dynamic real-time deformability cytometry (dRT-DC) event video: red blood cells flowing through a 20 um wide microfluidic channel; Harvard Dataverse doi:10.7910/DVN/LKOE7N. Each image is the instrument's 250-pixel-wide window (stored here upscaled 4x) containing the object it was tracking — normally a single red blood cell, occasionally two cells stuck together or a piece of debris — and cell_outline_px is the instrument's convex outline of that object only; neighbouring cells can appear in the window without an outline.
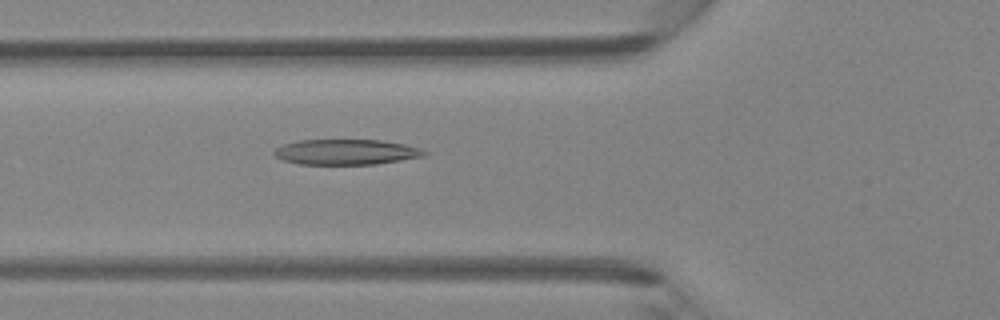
{"species": "Egyptian fruit bat (a non-hibernating species)", "species_latin": "Rousettus aegyptiacus", "temperature_condition": "room temperature", "stored_images_in_passage": 45, "camera_frame_rate_fps": 3000, "um_per_image_px": 0.085, "animal": {"sex": "female"}, "frame": {"image": 1, "passage_image": 16, "time_ms": 5.0, "image_size_px": [1000, 320], "cell_outline_px": [[428, 152], [424, 156], [376, 164], [300, 164], [280, 160], [272, 152], [276, 148], [284, 144], [300, 140], [384, 140], [404, 144], [420, 148]], "centroid_in_image_um": [29.41, 12.92], "position_along_channel_um": 96.4, "area_um2": 22.2}}
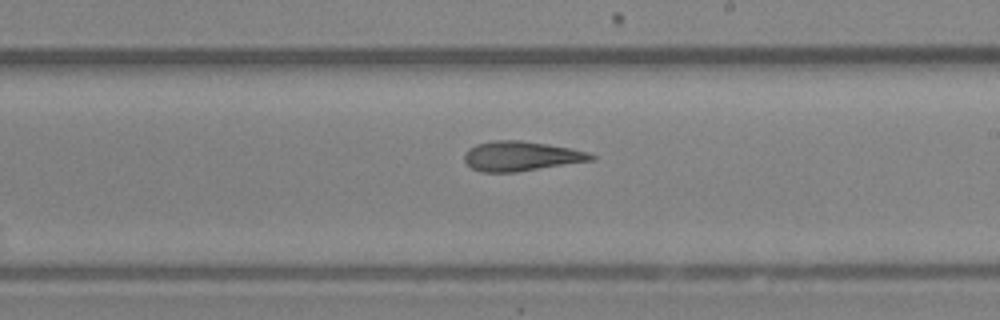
{"frame": {"image": 2, "passage_image": 26, "time_ms": 8.333, "image_size_px": [1000, 320], "cell_outline_px": [[596, 160], [516, 172], [480, 172], [472, 168], [464, 160], [464, 152], [468, 148], [476, 144], [496, 140], [520, 140], [548, 144], [588, 152], [596, 156]], "centroid_in_image_um": [44.29, 13.27], "position_along_channel_um": 244.7, "area_um2": 22.02}}
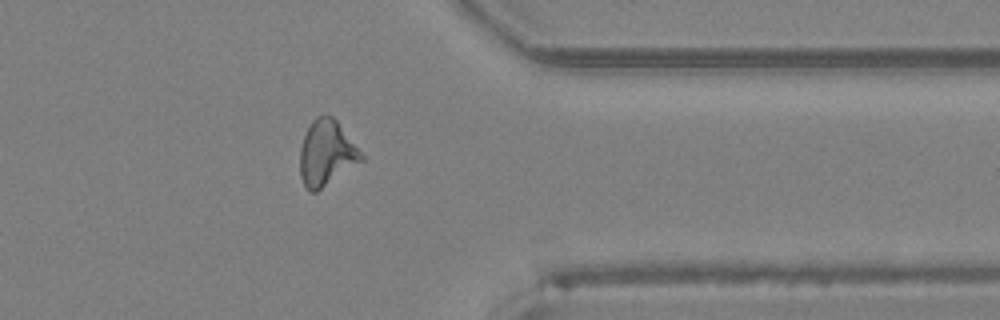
{"frame": {"image": 3, "passage_image": 36, "time_ms": 11.667, "image_size_px": [1000, 320], "cell_outline_px": [[364, 160], [316, 192], [308, 192], [300, 176], [300, 148], [304, 136], [312, 120], [316, 116], [332, 116], [336, 120], [364, 156]], "centroid_in_image_um": [27.74, 13.04], "position_along_channel_um": 383.7, "area_um2": 23.12}}